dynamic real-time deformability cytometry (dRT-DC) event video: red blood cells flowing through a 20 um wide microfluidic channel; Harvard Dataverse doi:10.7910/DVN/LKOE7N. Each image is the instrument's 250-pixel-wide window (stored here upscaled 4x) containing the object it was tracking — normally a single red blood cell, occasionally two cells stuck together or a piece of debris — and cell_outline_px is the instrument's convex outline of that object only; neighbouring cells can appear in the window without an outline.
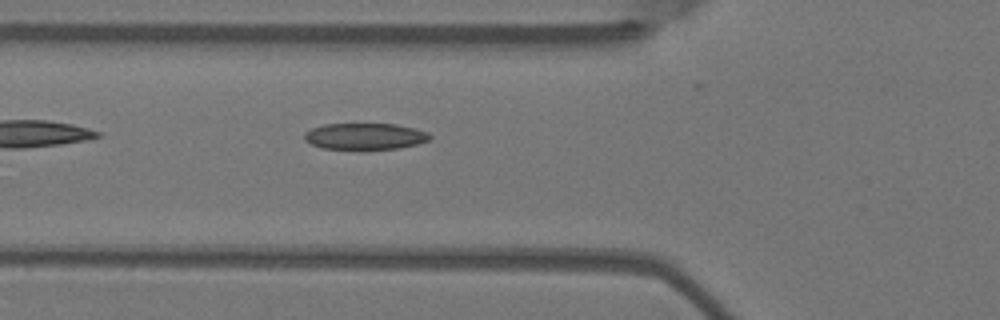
{"species": "Egyptian fruit bat (a non-hibernating species)", "species_latin": "Rousettus aegyptiacus", "temperature_condition": "warm", "stored_images_in_passage": 2, "camera_frame_rate_fps": 3000, "um_per_image_px": 0.085, "animal": {"sex": "female"}, "frame": {"image": 1, "passage_image": 2, "time_ms": 0.333, "image_size_px": [1000, 320], "cell_outline_px": [[432, 136], [428, 140], [416, 144], [400, 148], [324, 148], [312, 144], [304, 140], [304, 132], [312, 128], [324, 124], [396, 124], [428, 132]], "centroid_in_image_um": [31.01, 11.57], "position_along_channel_um": 94.8, "area_um2": 18.9}}